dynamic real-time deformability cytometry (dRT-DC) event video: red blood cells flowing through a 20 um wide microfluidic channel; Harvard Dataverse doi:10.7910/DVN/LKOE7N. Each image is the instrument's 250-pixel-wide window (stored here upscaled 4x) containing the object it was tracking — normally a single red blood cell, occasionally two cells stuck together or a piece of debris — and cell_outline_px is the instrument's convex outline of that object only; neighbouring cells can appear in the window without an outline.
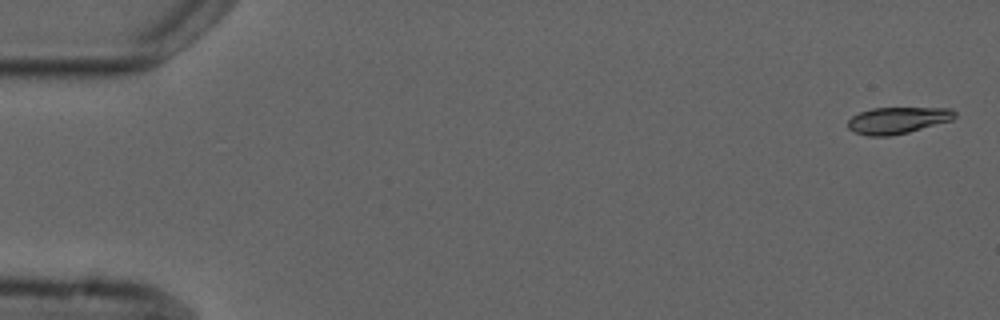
{"species": "common noctule bat (a hibernating species)", "species_latin": "Nyctalus noctula", "temperature_condition": "cold", "stored_images_in_passage": 7, "camera_frame_rate_fps": 3000, "um_per_image_px": 0.085, "animal": {"sex": "male", "forearm_length_mm": 52.5}, "frame": {"image": 1, "passage_image": 1, "time_ms": 0.0, "image_size_px": [1000, 320], "cell_outline_px": [[956, 116], [952, 120], [908, 132], [888, 136], [868, 136], [856, 132], [848, 128], [848, 120], [852, 116], [860, 112], [872, 108], [952, 108], [956, 112]], "centroid_in_image_um": [76.31, 10.22], "position_along_channel_um": 8.7, "area_um2": 16.47}}
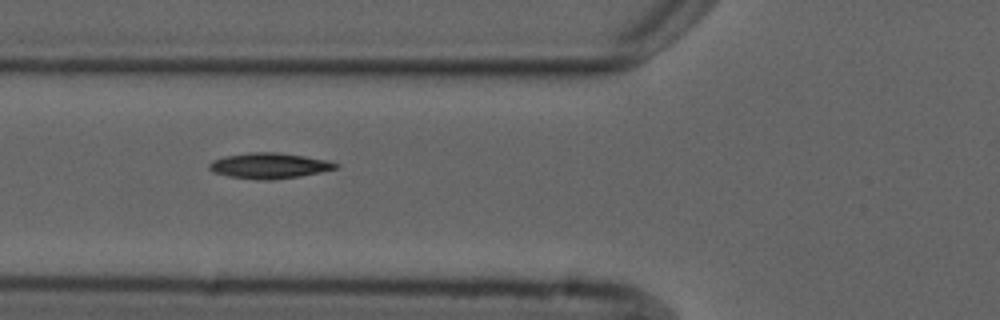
{"frame": {"image": 2, "passage_image": 6, "time_ms": 6.333, "image_size_px": [1000, 320], "cell_outline_px": [[340, 164], [336, 168], [320, 172], [300, 176], [272, 180], [260, 180], [228, 176], [212, 172], [208, 168], [208, 164], [212, 160], [224, 156], [248, 152], [276, 152], [304, 156], [328, 160]], "centroid_in_image_um": [22.85, 14.08], "position_along_channel_um": 103.0, "area_um2": 18.96}}
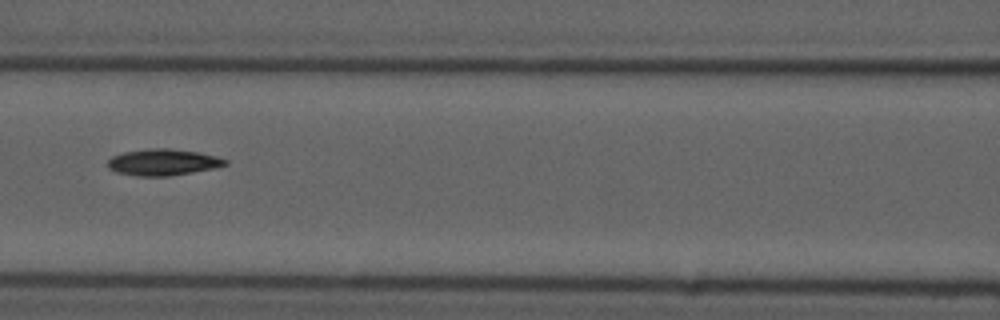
{"frame": {"image": 3, "passage_image": 7, "time_ms": 7.667, "image_size_px": [1000, 320], "cell_outline_px": [[228, 164], [216, 168], [168, 176], [136, 176], [116, 172], [108, 168], [108, 160], [112, 156], [124, 152], [148, 148], [168, 148], [196, 152], [216, 156], [228, 160]], "centroid_in_image_um": [13.85, 13.79], "position_along_channel_um": 152.8, "area_um2": 18.09}}